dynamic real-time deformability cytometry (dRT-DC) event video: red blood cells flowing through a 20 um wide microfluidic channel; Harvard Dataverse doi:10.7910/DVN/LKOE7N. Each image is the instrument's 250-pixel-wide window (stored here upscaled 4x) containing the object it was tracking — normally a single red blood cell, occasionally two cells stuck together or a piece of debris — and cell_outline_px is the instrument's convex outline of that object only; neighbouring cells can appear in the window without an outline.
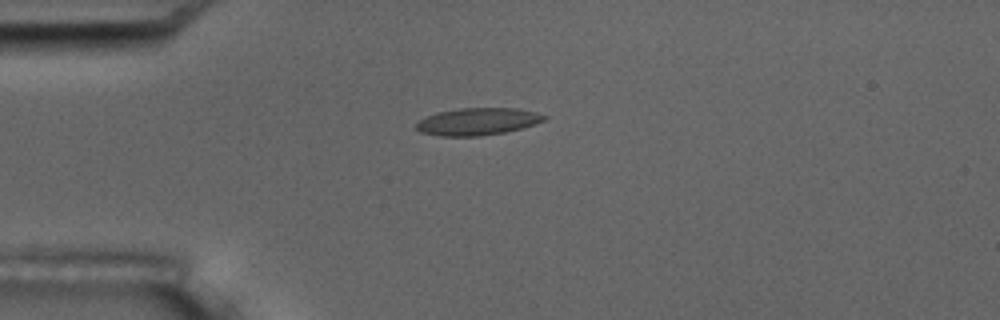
{"species": "common noctule bat (a hibernating species)", "species_latin": "Nyctalus noctula", "temperature_condition": "room temperature", "stored_images_in_passage": 10, "camera_frame_rate_fps": 3000, "um_per_image_px": 0.085, "animal": {"sex": "male", "body_mass_g": 17.5, "forearm_length_mm": 52.3}, "frame": {"image": 1, "passage_image": 4, "time_ms": 4.333, "image_size_px": [1000, 320], "cell_outline_px": [[548, 116], [544, 120], [536, 124], [504, 132], [480, 136], [440, 136], [420, 132], [416, 128], [416, 124], [420, 120], [436, 112], [460, 108], [516, 108], [536, 112]], "centroid_in_image_um": [40.6, 10.33], "position_along_channel_um": 44.4, "area_um2": 20.23}}